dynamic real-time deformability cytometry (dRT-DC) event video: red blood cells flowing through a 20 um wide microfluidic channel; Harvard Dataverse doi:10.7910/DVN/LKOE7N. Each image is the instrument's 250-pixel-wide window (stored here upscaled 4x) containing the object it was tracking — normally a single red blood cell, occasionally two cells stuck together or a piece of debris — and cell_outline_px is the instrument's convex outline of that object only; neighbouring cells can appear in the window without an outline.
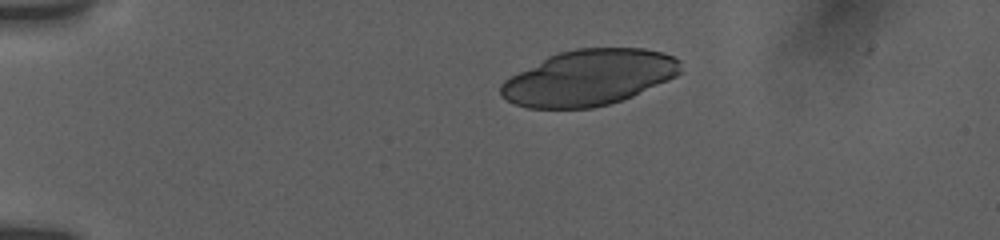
{"species": "human", "species_latin": "Homo sapiens", "temperature_condition": "room temperature", "stored_images_in_passage": 9, "camera_frame_rate_fps": 3000, "um_per_image_px": 0.085, "donor": {"sex": "female"}, "frame": {"image": 1, "passage_image": 1, "time_ms": 0.0, "image_size_px": [1000, 240], "cell_outline_px": [[684, 72], [668, 80], [632, 96], [608, 104], [592, 108], [528, 108], [516, 104], [500, 96], [500, 84], [504, 80], [548, 56], [560, 52], [576, 48], [644, 48], [664, 52], [680, 60]], "centroid_in_image_um": [50.09, 6.59], "position_along_channel_um": 34.9, "area_um2": 58.32}}